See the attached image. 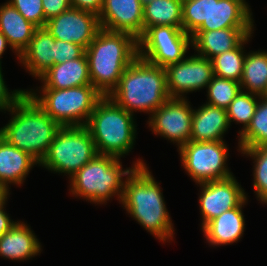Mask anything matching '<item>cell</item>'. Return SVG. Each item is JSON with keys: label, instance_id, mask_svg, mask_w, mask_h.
<instances>
[{"label": "cell", "instance_id": "cell-8", "mask_svg": "<svg viewBox=\"0 0 267 266\" xmlns=\"http://www.w3.org/2000/svg\"><path fill=\"white\" fill-rule=\"evenodd\" d=\"M27 93L61 126H85L95 105L103 95L93 86L85 85L68 89H39Z\"/></svg>", "mask_w": 267, "mask_h": 266}, {"label": "cell", "instance_id": "cell-12", "mask_svg": "<svg viewBox=\"0 0 267 266\" xmlns=\"http://www.w3.org/2000/svg\"><path fill=\"white\" fill-rule=\"evenodd\" d=\"M186 98H169L148 118L147 124L155 135H160L178 149L190 141L193 110Z\"/></svg>", "mask_w": 267, "mask_h": 266}, {"label": "cell", "instance_id": "cell-14", "mask_svg": "<svg viewBox=\"0 0 267 266\" xmlns=\"http://www.w3.org/2000/svg\"><path fill=\"white\" fill-rule=\"evenodd\" d=\"M44 27L55 39L78 44L84 49L101 29L99 16L76 8L49 19Z\"/></svg>", "mask_w": 267, "mask_h": 266}, {"label": "cell", "instance_id": "cell-30", "mask_svg": "<svg viewBox=\"0 0 267 266\" xmlns=\"http://www.w3.org/2000/svg\"><path fill=\"white\" fill-rule=\"evenodd\" d=\"M240 83L213 75L207 86V104L227 109L240 92Z\"/></svg>", "mask_w": 267, "mask_h": 266}, {"label": "cell", "instance_id": "cell-38", "mask_svg": "<svg viewBox=\"0 0 267 266\" xmlns=\"http://www.w3.org/2000/svg\"><path fill=\"white\" fill-rule=\"evenodd\" d=\"M10 47L7 38L0 32V65H1V57L5 52L6 48Z\"/></svg>", "mask_w": 267, "mask_h": 266}, {"label": "cell", "instance_id": "cell-26", "mask_svg": "<svg viewBox=\"0 0 267 266\" xmlns=\"http://www.w3.org/2000/svg\"><path fill=\"white\" fill-rule=\"evenodd\" d=\"M144 31L153 26L182 29V1L154 0L143 7Z\"/></svg>", "mask_w": 267, "mask_h": 266}, {"label": "cell", "instance_id": "cell-35", "mask_svg": "<svg viewBox=\"0 0 267 266\" xmlns=\"http://www.w3.org/2000/svg\"><path fill=\"white\" fill-rule=\"evenodd\" d=\"M45 23L61 14L64 11L72 8L70 0H42Z\"/></svg>", "mask_w": 267, "mask_h": 266}, {"label": "cell", "instance_id": "cell-13", "mask_svg": "<svg viewBox=\"0 0 267 266\" xmlns=\"http://www.w3.org/2000/svg\"><path fill=\"white\" fill-rule=\"evenodd\" d=\"M165 70L170 98H185L188 92L207 88L214 75L211 60L195 54L168 65Z\"/></svg>", "mask_w": 267, "mask_h": 266}, {"label": "cell", "instance_id": "cell-4", "mask_svg": "<svg viewBox=\"0 0 267 266\" xmlns=\"http://www.w3.org/2000/svg\"><path fill=\"white\" fill-rule=\"evenodd\" d=\"M108 97L133 115L138 110L151 115L170 98L166 70L137 57Z\"/></svg>", "mask_w": 267, "mask_h": 266}, {"label": "cell", "instance_id": "cell-7", "mask_svg": "<svg viewBox=\"0 0 267 266\" xmlns=\"http://www.w3.org/2000/svg\"><path fill=\"white\" fill-rule=\"evenodd\" d=\"M249 7L246 0H186L182 2V29L191 36L195 31L254 27Z\"/></svg>", "mask_w": 267, "mask_h": 266}, {"label": "cell", "instance_id": "cell-34", "mask_svg": "<svg viewBox=\"0 0 267 266\" xmlns=\"http://www.w3.org/2000/svg\"><path fill=\"white\" fill-rule=\"evenodd\" d=\"M2 65H0V111H8L12 108L26 93L27 91L15 89L9 92L2 74Z\"/></svg>", "mask_w": 267, "mask_h": 266}, {"label": "cell", "instance_id": "cell-33", "mask_svg": "<svg viewBox=\"0 0 267 266\" xmlns=\"http://www.w3.org/2000/svg\"><path fill=\"white\" fill-rule=\"evenodd\" d=\"M84 53L85 49L78 44L55 39V64L77 59Z\"/></svg>", "mask_w": 267, "mask_h": 266}, {"label": "cell", "instance_id": "cell-23", "mask_svg": "<svg viewBox=\"0 0 267 266\" xmlns=\"http://www.w3.org/2000/svg\"><path fill=\"white\" fill-rule=\"evenodd\" d=\"M41 244L28 224L17 221L15 225L0 237V256L24 261L41 253Z\"/></svg>", "mask_w": 267, "mask_h": 266}, {"label": "cell", "instance_id": "cell-22", "mask_svg": "<svg viewBox=\"0 0 267 266\" xmlns=\"http://www.w3.org/2000/svg\"><path fill=\"white\" fill-rule=\"evenodd\" d=\"M246 201L247 198L239 206L223 212L201 228L203 236L210 245H229L239 241L245 229L242 207Z\"/></svg>", "mask_w": 267, "mask_h": 266}, {"label": "cell", "instance_id": "cell-16", "mask_svg": "<svg viewBox=\"0 0 267 266\" xmlns=\"http://www.w3.org/2000/svg\"><path fill=\"white\" fill-rule=\"evenodd\" d=\"M143 7L139 0H103L100 26L105 30L128 33L138 40L144 32Z\"/></svg>", "mask_w": 267, "mask_h": 266}, {"label": "cell", "instance_id": "cell-6", "mask_svg": "<svg viewBox=\"0 0 267 266\" xmlns=\"http://www.w3.org/2000/svg\"><path fill=\"white\" fill-rule=\"evenodd\" d=\"M133 114L103 96L95 105L85 125L101 155L121 158L131 152L136 138Z\"/></svg>", "mask_w": 267, "mask_h": 266}, {"label": "cell", "instance_id": "cell-40", "mask_svg": "<svg viewBox=\"0 0 267 266\" xmlns=\"http://www.w3.org/2000/svg\"><path fill=\"white\" fill-rule=\"evenodd\" d=\"M139 1L142 3L143 6H145L146 4H148L154 0H139Z\"/></svg>", "mask_w": 267, "mask_h": 266}, {"label": "cell", "instance_id": "cell-29", "mask_svg": "<svg viewBox=\"0 0 267 266\" xmlns=\"http://www.w3.org/2000/svg\"><path fill=\"white\" fill-rule=\"evenodd\" d=\"M260 96L240 90L235 99L230 103L227 110L229 124L236 122V124H243L242 129L238 132L239 135L244 132L250 125L254 115L256 106L259 102Z\"/></svg>", "mask_w": 267, "mask_h": 266}, {"label": "cell", "instance_id": "cell-37", "mask_svg": "<svg viewBox=\"0 0 267 266\" xmlns=\"http://www.w3.org/2000/svg\"><path fill=\"white\" fill-rule=\"evenodd\" d=\"M9 193L0 201V237L8 232L17 223L10 219L9 215L6 213L5 205L8 199Z\"/></svg>", "mask_w": 267, "mask_h": 266}, {"label": "cell", "instance_id": "cell-39", "mask_svg": "<svg viewBox=\"0 0 267 266\" xmlns=\"http://www.w3.org/2000/svg\"><path fill=\"white\" fill-rule=\"evenodd\" d=\"M8 193L0 187V201L7 195Z\"/></svg>", "mask_w": 267, "mask_h": 266}, {"label": "cell", "instance_id": "cell-24", "mask_svg": "<svg viewBox=\"0 0 267 266\" xmlns=\"http://www.w3.org/2000/svg\"><path fill=\"white\" fill-rule=\"evenodd\" d=\"M37 28L8 1L0 6V32L7 38L10 49L17 56L28 46Z\"/></svg>", "mask_w": 267, "mask_h": 266}, {"label": "cell", "instance_id": "cell-27", "mask_svg": "<svg viewBox=\"0 0 267 266\" xmlns=\"http://www.w3.org/2000/svg\"><path fill=\"white\" fill-rule=\"evenodd\" d=\"M251 36L252 34L246 36L234 49L211 59L214 75L240 83L246 55L244 45Z\"/></svg>", "mask_w": 267, "mask_h": 266}, {"label": "cell", "instance_id": "cell-20", "mask_svg": "<svg viewBox=\"0 0 267 266\" xmlns=\"http://www.w3.org/2000/svg\"><path fill=\"white\" fill-rule=\"evenodd\" d=\"M229 127L226 109L204 103L193 110L190 140L223 141V135Z\"/></svg>", "mask_w": 267, "mask_h": 266}, {"label": "cell", "instance_id": "cell-41", "mask_svg": "<svg viewBox=\"0 0 267 266\" xmlns=\"http://www.w3.org/2000/svg\"><path fill=\"white\" fill-rule=\"evenodd\" d=\"M261 203H264L267 205V197L261 201Z\"/></svg>", "mask_w": 267, "mask_h": 266}, {"label": "cell", "instance_id": "cell-9", "mask_svg": "<svg viewBox=\"0 0 267 266\" xmlns=\"http://www.w3.org/2000/svg\"><path fill=\"white\" fill-rule=\"evenodd\" d=\"M97 154L86 126H62L39 166L71 178Z\"/></svg>", "mask_w": 267, "mask_h": 266}, {"label": "cell", "instance_id": "cell-19", "mask_svg": "<svg viewBox=\"0 0 267 266\" xmlns=\"http://www.w3.org/2000/svg\"><path fill=\"white\" fill-rule=\"evenodd\" d=\"M37 79L42 82L41 89H68L92 85L85 53L77 59L53 65Z\"/></svg>", "mask_w": 267, "mask_h": 266}, {"label": "cell", "instance_id": "cell-1", "mask_svg": "<svg viewBox=\"0 0 267 266\" xmlns=\"http://www.w3.org/2000/svg\"><path fill=\"white\" fill-rule=\"evenodd\" d=\"M148 166L136 167L126 177L121 203L147 232L161 242L174 237V227L164 202L162 188Z\"/></svg>", "mask_w": 267, "mask_h": 266}, {"label": "cell", "instance_id": "cell-2", "mask_svg": "<svg viewBox=\"0 0 267 266\" xmlns=\"http://www.w3.org/2000/svg\"><path fill=\"white\" fill-rule=\"evenodd\" d=\"M91 84L108 96L125 69L138 57V40L124 32L100 29L85 49Z\"/></svg>", "mask_w": 267, "mask_h": 266}, {"label": "cell", "instance_id": "cell-10", "mask_svg": "<svg viewBox=\"0 0 267 266\" xmlns=\"http://www.w3.org/2000/svg\"><path fill=\"white\" fill-rule=\"evenodd\" d=\"M228 147L223 141H189L181 148V163L188 175L196 182L205 183L227 179L233 176L226 161L229 156Z\"/></svg>", "mask_w": 267, "mask_h": 266}, {"label": "cell", "instance_id": "cell-15", "mask_svg": "<svg viewBox=\"0 0 267 266\" xmlns=\"http://www.w3.org/2000/svg\"><path fill=\"white\" fill-rule=\"evenodd\" d=\"M199 185L202 228L223 212L239 206L247 198L246 192L234 175L227 179L199 183Z\"/></svg>", "mask_w": 267, "mask_h": 266}, {"label": "cell", "instance_id": "cell-3", "mask_svg": "<svg viewBox=\"0 0 267 266\" xmlns=\"http://www.w3.org/2000/svg\"><path fill=\"white\" fill-rule=\"evenodd\" d=\"M8 112L12 117L0 128V136L40 163L62 126L46 114L28 93Z\"/></svg>", "mask_w": 267, "mask_h": 266}, {"label": "cell", "instance_id": "cell-21", "mask_svg": "<svg viewBox=\"0 0 267 266\" xmlns=\"http://www.w3.org/2000/svg\"><path fill=\"white\" fill-rule=\"evenodd\" d=\"M39 162L0 136V187L9 193V184L21 185Z\"/></svg>", "mask_w": 267, "mask_h": 266}, {"label": "cell", "instance_id": "cell-18", "mask_svg": "<svg viewBox=\"0 0 267 266\" xmlns=\"http://www.w3.org/2000/svg\"><path fill=\"white\" fill-rule=\"evenodd\" d=\"M17 58L26 71L39 78L55 65V38L45 27L37 28L28 46Z\"/></svg>", "mask_w": 267, "mask_h": 266}, {"label": "cell", "instance_id": "cell-36", "mask_svg": "<svg viewBox=\"0 0 267 266\" xmlns=\"http://www.w3.org/2000/svg\"><path fill=\"white\" fill-rule=\"evenodd\" d=\"M72 8L87 11L97 16L100 15L103 6V0H70Z\"/></svg>", "mask_w": 267, "mask_h": 266}, {"label": "cell", "instance_id": "cell-28", "mask_svg": "<svg viewBox=\"0 0 267 266\" xmlns=\"http://www.w3.org/2000/svg\"><path fill=\"white\" fill-rule=\"evenodd\" d=\"M238 139V150L267 146V97H260L250 125Z\"/></svg>", "mask_w": 267, "mask_h": 266}, {"label": "cell", "instance_id": "cell-5", "mask_svg": "<svg viewBox=\"0 0 267 266\" xmlns=\"http://www.w3.org/2000/svg\"><path fill=\"white\" fill-rule=\"evenodd\" d=\"M120 160L114 156L97 154L69 178L70 194L95 204L107 203L113 196L121 202L126 181L123 176H129L136 167L146 164L138 158L131 168L123 169Z\"/></svg>", "mask_w": 267, "mask_h": 266}, {"label": "cell", "instance_id": "cell-17", "mask_svg": "<svg viewBox=\"0 0 267 266\" xmlns=\"http://www.w3.org/2000/svg\"><path fill=\"white\" fill-rule=\"evenodd\" d=\"M254 27H230L212 31H195L192 48L196 55L212 59L213 57L234 49L246 36L253 34Z\"/></svg>", "mask_w": 267, "mask_h": 266}, {"label": "cell", "instance_id": "cell-25", "mask_svg": "<svg viewBox=\"0 0 267 266\" xmlns=\"http://www.w3.org/2000/svg\"><path fill=\"white\" fill-rule=\"evenodd\" d=\"M241 90L265 96L267 90V51H252L245 55L240 81Z\"/></svg>", "mask_w": 267, "mask_h": 266}, {"label": "cell", "instance_id": "cell-31", "mask_svg": "<svg viewBox=\"0 0 267 266\" xmlns=\"http://www.w3.org/2000/svg\"><path fill=\"white\" fill-rule=\"evenodd\" d=\"M239 151L254 160L253 188L257 200L261 202L267 197V146L244 148Z\"/></svg>", "mask_w": 267, "mask_h": 266}, {"label": "cell", "instance_id": "cell-32", "mask_svg": "<svg viewBox=\"0 0 267 266\" xmlns=\"http://www.w3.org/2000/svg\"><path fill=\"white\" fill-rule=\"evenodd\" d=\"M27 20L39 27L45 26L42 0H9L8 1Z\"/></svg>", "mask_w": 267, "mask_h": 266}, {"label": "cell", "instance_id": "cell-11", "mask_svg": "<svg viewBox=\"0 0 267 266\" xmlns=\"http://www.w3.org/2000/svg\"><path fill=\"white\" fill-rule=\"evenodd\" d=\"M192 37L173 26L148 27L138 39V57L163 68L184 60Z\"/></svg>", "mask_w": 267, "mask_h": 266}]
</instances>
